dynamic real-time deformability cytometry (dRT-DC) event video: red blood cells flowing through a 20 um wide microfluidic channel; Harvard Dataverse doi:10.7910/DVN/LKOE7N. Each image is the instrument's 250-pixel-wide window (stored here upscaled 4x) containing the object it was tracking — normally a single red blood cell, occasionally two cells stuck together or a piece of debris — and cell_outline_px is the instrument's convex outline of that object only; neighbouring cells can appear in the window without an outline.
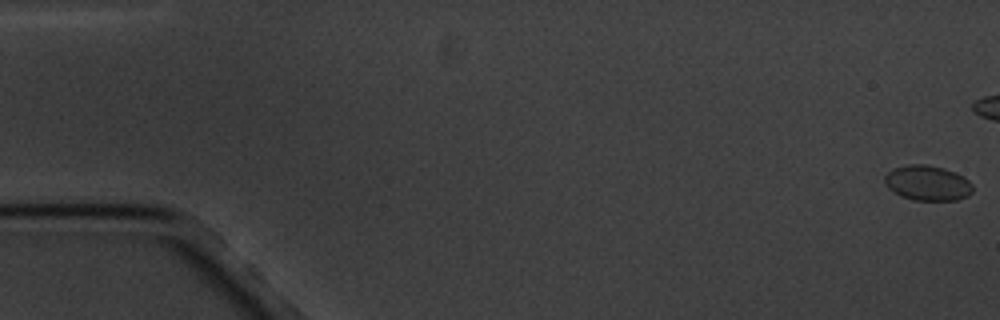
{"species": "common noctule bat (a hibernating species)", "species_latin": "Nyctalus noctula", "temperature_condition": "cold", "stored_images_in_passage": 4, "camera_frame_rate_fps": 3000, "um_per_image_px": 0.085, "animal": {"sex": "male", "body_mass_g": 20.1, "forearm_length_mm": 53.5}, "frame": {"image": 1, "passage_image": 1, "time_ms": 0.0, "image_size_px": [1000, 320], "cell_outline_px": [[972, 192], [968, 196], [956, 200], [912, 200], [900, 196], [888, 188], [884, 180], [884, 176], [892, 168], [908, 164], [924, 164], [944, 168], [956, 172], [968, 180], [972, 184]], "centroid_in_image_um": [78.82, 15.55], "position_along_channel_um": 6.2, "area_um2": 18.15}}